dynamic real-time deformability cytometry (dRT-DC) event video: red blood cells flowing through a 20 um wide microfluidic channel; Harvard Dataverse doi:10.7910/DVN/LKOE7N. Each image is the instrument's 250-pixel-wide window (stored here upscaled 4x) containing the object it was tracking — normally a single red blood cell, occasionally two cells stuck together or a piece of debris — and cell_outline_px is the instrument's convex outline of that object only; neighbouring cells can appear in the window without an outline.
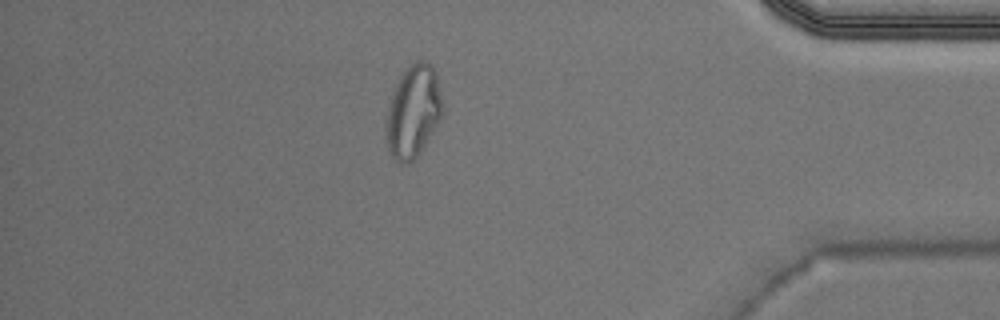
{"species": "Egyptian fruit bat (a non-hibernating species)", "species_latin": "Rousettus aegyptiacus", "temperature_condition": "warm", "stored_images_in_passage": 46, "camera_frame_rate_fps": 3000, "um_per_image_px": 0.085, "animal": {"sex": "male"}, "frame": {"image": 1, "passage_image": 40, "time_ms": 13.0, "image_size_px": [1000, 320], "cell_outline_px": [[444, 112], [440, 120], [420, 152], [412, 160], [404, 164], [400, 164], [392, 156], [388, 148], [384, 136], [384, 128], [388, 104], [392, 92], [400, 76], [408, 64], [416, 60], [424, 60], [432, 64], [436, 72]], "centroid_in_image_um": [35.1, 9.45], "position_along_channel_um": 400.1, "area_um2": 30.87}, "authors_computed_cell_mechanics": {"area_um2": 20.0566, "velocity_mm_per_s": 4.0091, "shape_relaxation_time_tau1_ms": null, "shape_relaxation_time_tau2_ms": 1.0128, "deformation_change_tau1": null, "deformation_change_tau2": 0.0796}}